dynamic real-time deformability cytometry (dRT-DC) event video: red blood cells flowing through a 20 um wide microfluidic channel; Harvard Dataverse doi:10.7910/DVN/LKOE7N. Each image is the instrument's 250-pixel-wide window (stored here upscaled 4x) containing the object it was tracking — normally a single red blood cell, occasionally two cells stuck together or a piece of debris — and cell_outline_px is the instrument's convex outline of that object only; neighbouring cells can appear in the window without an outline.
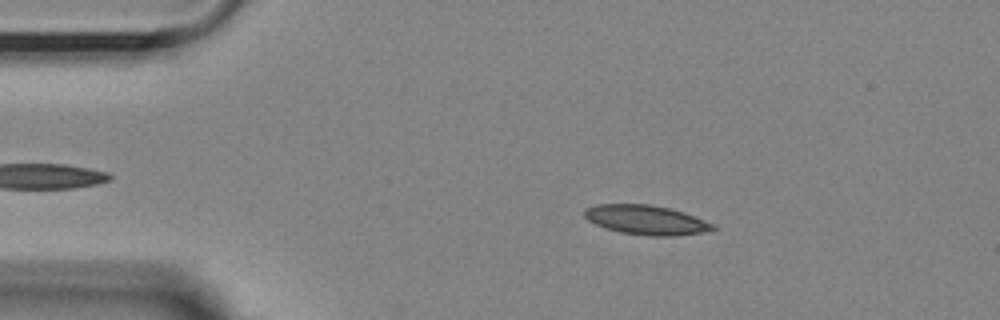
{"species": "Egyptian fruit bat (a non-hibernating species)", "species_latin": "Rousettus aegyptiacus", "temperature_condition": "room temperature", "stored_images_in_passage": 47, "camera_frame_rate_fps": 3000, "um_per_image_px": 0.085, "animal": {"sex": "female"}, "frame": {"image": 1, "passage_image": 9, "time_ms": 2.667, "image_size_px": [1000, 320], "cell_outline_px": [[716, 228], [704, 232], [676, 236], [648, 236], [620, 232], [596, 224], [588, 220], [584, 216], [584, 208], [596, 204], [648, 204], [668, 208], [684, 212], [716, 224]], "centroid_in_image_um": [54.94, 18.69], "position_along_channel_um": 30.1, "area_um2": 22.08}}
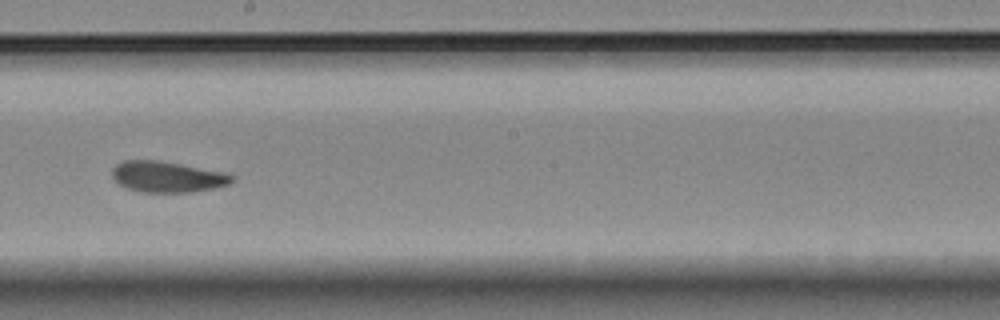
{"frame": {"image": 2, "passage_image": 30, "time_ms": 9.667, "image_size_px": [1000, 320], "cell_outline_px": [[236, 180], [228, 184], [212, 188], [192, 192], [140, 192], [116, 184], [112, 180], [112, 168], [116, 164], [124, 160], [160, 160], [228, 172], [236, 176]], "centroid_in_image_um": [14.23, 15.02], "position_along_channel_um": 234.0, "area_um2": 22.08}}
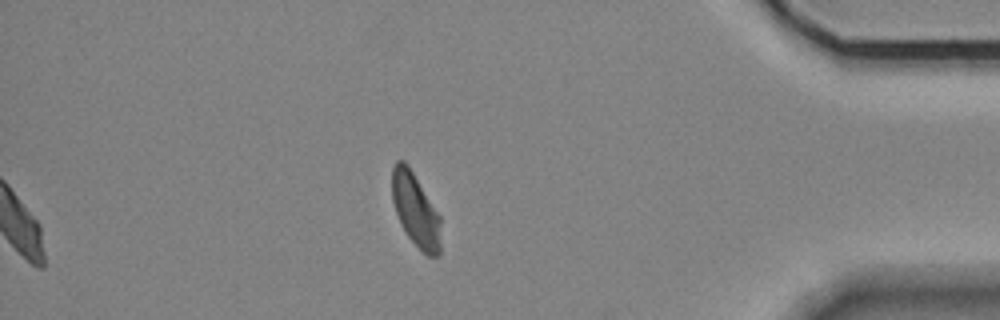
{"frame": {"image": 3, "passage_image": 47, "time_ms": 15.333, "image_size_px": [1000, 320], "cell_outline_px": [[440, 256], [428, 256], [408, 236], [400, 224], [392, 200], [392, 168], [396, 160], [404, 160], [408, 164], [440, 216]], "centroid_in_image_um": [35.31, 17.82], "position_along_channel_um": 399.9, "area_um2": 20.69}, "authors_computed_cell_mechanics": {"area_um2": 21.6172, "velocity_mm_per_s": 3.5866, "shape_relaxation_time_tau1_ms": null, "shape_relaxation_time_tau2_ms": 2.8135, "deformation_change_tau1": null, "deformation_change_tau2": 0.0782}}